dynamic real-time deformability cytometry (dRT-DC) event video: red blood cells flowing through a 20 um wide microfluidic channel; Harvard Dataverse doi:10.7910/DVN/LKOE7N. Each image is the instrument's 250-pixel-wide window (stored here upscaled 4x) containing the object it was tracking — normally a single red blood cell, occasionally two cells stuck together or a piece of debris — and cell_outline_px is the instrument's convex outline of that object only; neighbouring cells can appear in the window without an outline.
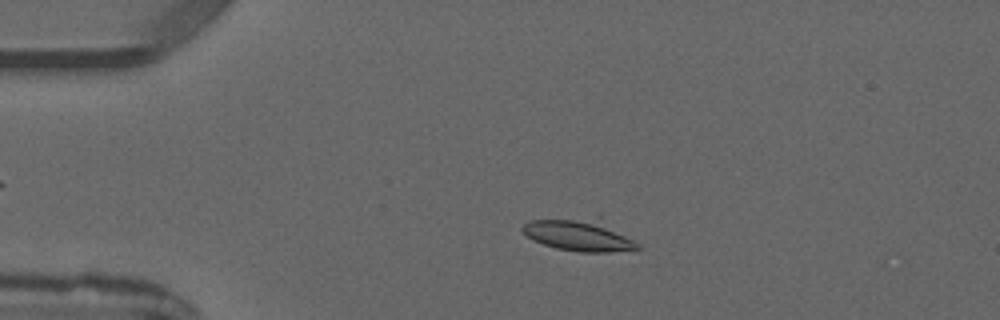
{"species": "common noctule bat (a hibernating species)", "species_latin": "Nyctalus noctula", "temperature_condition": "warm", "stored_images_in_passage": 3, "camera_frame_rate_fps": 3000, "um_per_image_px": 0.085, "animal": {"sex": "male", "forearm_length_mm": 52.5}, "frame": {"image": 1, "passage_image": 2, "time_ms": 1.333, "image_size_px": [1000, 320], "cell_outline_px": [[640, 248], [608, 252], [580, 252], [556, 248], [532, 240], [520, 228], [524, 224], [532, 220], [600, 212], [640, 244]], "centroid_in_image_um": [49.33, 19.86], "position_along_channel_um": 35.7, "area_um2": 23.35}}